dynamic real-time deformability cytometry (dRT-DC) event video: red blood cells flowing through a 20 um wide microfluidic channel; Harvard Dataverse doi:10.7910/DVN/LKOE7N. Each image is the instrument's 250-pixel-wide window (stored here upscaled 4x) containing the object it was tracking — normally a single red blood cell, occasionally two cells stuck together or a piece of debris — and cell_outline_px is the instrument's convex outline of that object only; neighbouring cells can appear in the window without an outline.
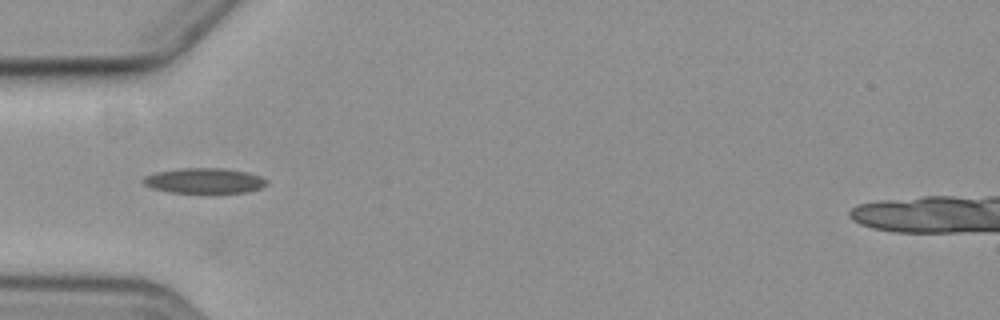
{"species": "common noctule bat (a hibernating species)", "species_latin": "Nyctalus noctula", "temperature_condition": "cold", "stored_images_in_passage": 7, "camera_frame_rate_fps": 3000, "um_per_image_px": 0.085, "animal": {"sex": "female", "body_mass_g": 19.3, "forearm_length_mm": 54.1}, "frame": {"image": 1, "passage_image": 5, "time_ms": 5.0, "image_size_px": [1000, 320], "cell_outline_px": [[268, 184], [260, 188], [248, 192], [168, 192], [152, 188], [144, 184], [140, 180], [144, 176], [152, 172], [180, 168], [224, 168], [248, 172], [260, 176], [268, 180]], "centroid_in_image_um": [17.34, 15.34], "position_along_channel_um": 67.7, "area_um2": 18.32}}
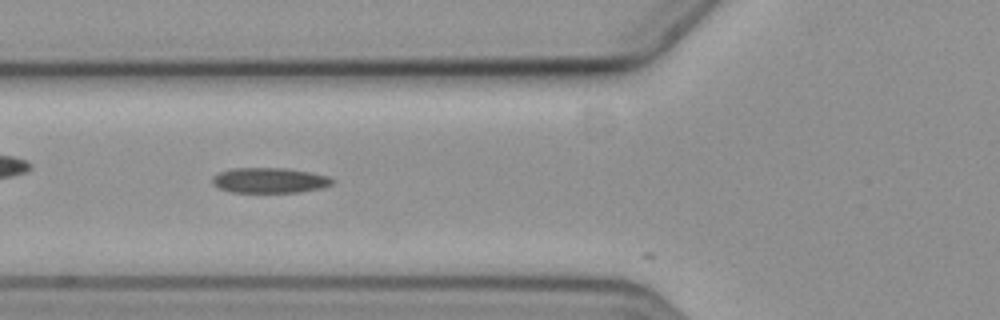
{"frame": {"image": 2, "passage_image": 6, "time_ms": 6.0, "image_size_px": [1000, 320], "cell_outline_px": [[336, 180], [332, 184], [320, 188], [300, 192], [232, 192], [220, 188], [212, 184], [212, 176], [220, 172], [232, 168], [284, 168], [308, 172], [328, 176]], "centroid_in_image_um": [22.9, 15.33], "position_along_channel_um": 102.9, "area_um2": 17.57}}